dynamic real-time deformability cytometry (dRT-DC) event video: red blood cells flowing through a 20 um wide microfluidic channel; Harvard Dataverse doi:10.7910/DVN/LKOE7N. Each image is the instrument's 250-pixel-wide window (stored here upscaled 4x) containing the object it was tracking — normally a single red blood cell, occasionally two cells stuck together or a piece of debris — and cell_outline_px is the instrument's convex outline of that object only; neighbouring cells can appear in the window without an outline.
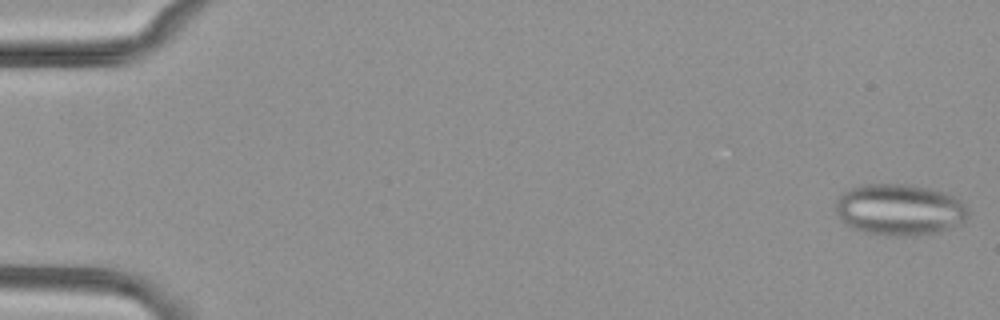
{"species": "common noctule bat (a hibernating species)", "species_latin": "Nyctalus noctula", "temperature_condition": "cold", "stored_images_in_passage": 20, "camera_frame_rate_fps": 3000, "um_per_image_px": 0.085, "animal": {"sex": "female", "body_mass_g": 29.2, "forearm_length_mm": 56.3}, "frame": {"image": 1, "passage_image": 1, "time_ms": 0.0, "image_size_px": [1000, 320], "cell_outline_px": [[968, 216], [960, 224], [940, 232], [916, 236], [892, 236], [864, 232], [852, 228], [844, 224], [840, 220], [836, 212], [836, 200], [844, 192], [852, 188], [864, 184], [904, 184], [928, 188], [952, 196], [960, 200], [968, 208]], "centroid_in_image_um": [76.44, 17.84], "position_along_channel_um": 8.6, "area_um2": 39.77}}